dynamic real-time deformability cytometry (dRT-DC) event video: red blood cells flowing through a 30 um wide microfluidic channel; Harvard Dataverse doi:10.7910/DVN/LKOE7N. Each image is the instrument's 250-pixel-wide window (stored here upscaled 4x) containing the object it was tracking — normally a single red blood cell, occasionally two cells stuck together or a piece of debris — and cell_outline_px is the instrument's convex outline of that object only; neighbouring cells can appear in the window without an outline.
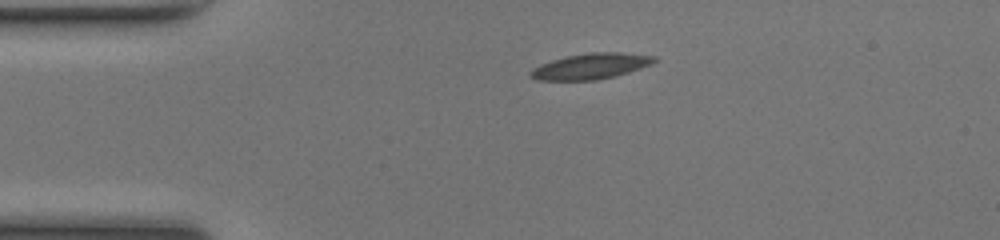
{"species": "common noctule bat (a hibernating species)", "species_latin": "Nyctalus noctula", "temperature_condition": "room temperature", "stored_images_in_passage": 40, "camera_frame_rate_fps": 3000, "um_per_image_px": 0.085, "animal": {"sex": "female", "body_mass_g": 17.0, "forearm_length_mm": 48.0}, "frame": {"image": 1, "passage_image": 1, "time_ms": 0.0, "image_size_px": [1000, 240], "cell_outline_px": [[656, 60], [652, 64], [616, 76], [596, 80], [536, 80], [528, 76], [528, 72], [532, 68], [540, 64], [552, 60], [568, 56], [588, 52], [620, 52], [656, 56]], "centroid_in_image_um": [50.18, 5.63], "position_along_channel_um": 34.8, "area_um2": 18.67}}
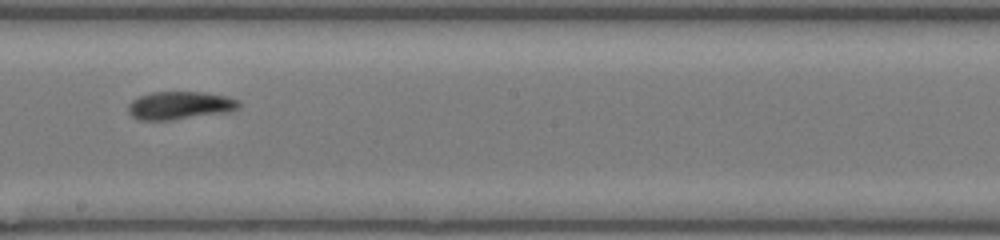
{"frame": {"image": 2, "passage_image": 18, "time_ms": 5.667, "image_size_px": [1000, 240], "cell_outline_px": [[240, 108], [228, 112], [172, 120], [140, 120], [132, 116], [128, 112], [128, 104], [132, 100], [140, 96], [152, 92], [204, 92], [224, 96], [240, 100]], "centroid_in_image_um": [15.29, 8.96], "position_along_channel_um": 232.9, "area_um2": 18.09}}
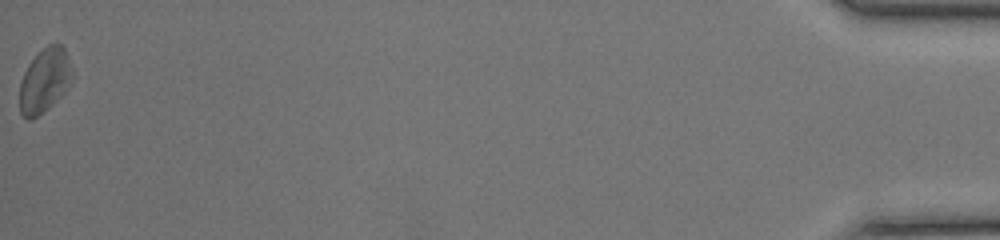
{"frame": {"image": 3, "passage_image": 40, "time_ms": 13.0, "image_size_px": [1000, 240], "cell_outline_px": [[72, 80], [68, 88], [48, 108], [32, 120], [28, 120], [20, 112], [20, 84], [24, 72], [28, 64], [48, 44], [60, 44], [64, 48], [68, 56], [72, 68]], "centroid_in_image_um": [3.8, 6.85], "position_along_channel_um": 431.4, "area_um2": 19.48}, "authors_computed_cell_mechanics": {"area_um2": 18.0336, "velocity_mm_per_s": 4.1854, "shape_relaxation_time_tau1_ms": 3.1449, "shape_relaxation_time_tau2_ms": 4.3371, "deformation_change_tau1": 0.1031, "deformation_change_tau2": 0.1181}}